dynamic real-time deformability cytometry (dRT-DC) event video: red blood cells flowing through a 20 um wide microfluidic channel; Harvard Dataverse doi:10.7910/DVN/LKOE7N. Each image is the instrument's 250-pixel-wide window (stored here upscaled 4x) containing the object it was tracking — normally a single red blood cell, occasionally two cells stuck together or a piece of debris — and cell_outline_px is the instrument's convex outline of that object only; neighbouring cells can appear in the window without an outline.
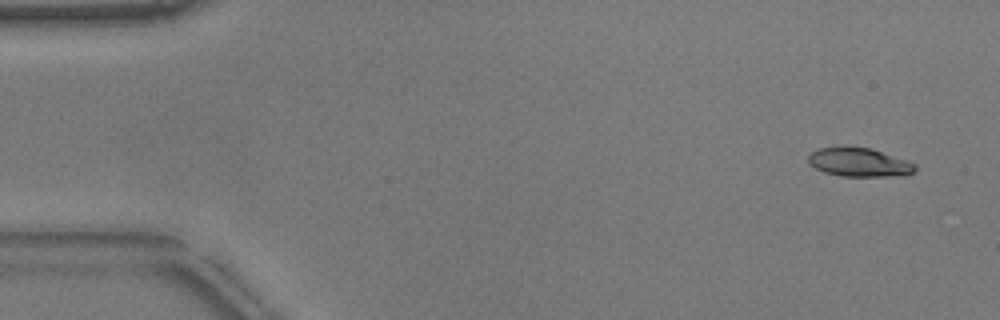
{"species": "common noctule bat (a hibernating species)", "species_latin": "Nyctalus noctula", "temperature_condition": "warm", "stored_images_in_passage": 51, "camera_frame_rate_fps": 3000, "um_per_image_px": 0.085, "animal": {"sex": "male", "body_mass_g": 17.9}, "frame": {"image": 1, "passage_image": 1, "time_ms": 0.0, "image_size_px": [1000, 320], "cell_outline_px": [[916, 168], [912, 172], [904, 176], [840, 176], [824, 172], [808, 164], [808, 156], [812, 152], [820, 148], [872, 148], [916, 164]], "centroid_in_image_um": [73.03, 13.82], "position_along_channel_um": 12.0, "area_um2": 17.57}}
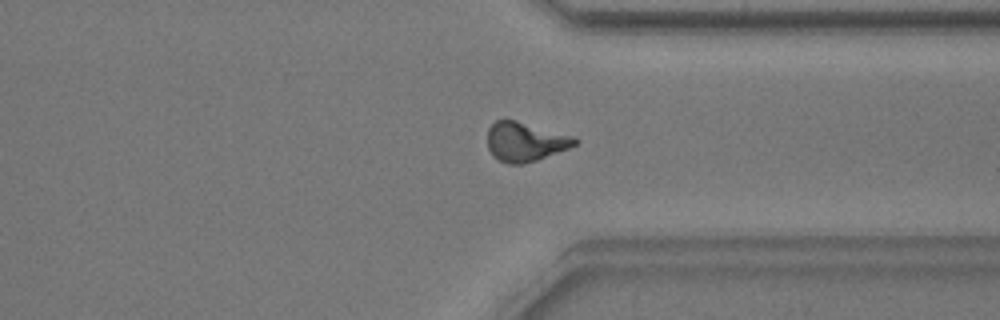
{"frame": {"image": 2, "passage_image": 38, "time_ms": 12.333, "image_size_px": [1000, 320], "cell_outline_px": [[580, 140], [576, 144], [568, 148], [536, 160], [524, 164], [508, 164], [500, 160], [488, 148], [488, 128], [496, 120], [516, 120], [576, 136]], "centroid_in_image_um": [44.68, 12.03], "position_along_channel_um": 366.7, "area_um2": 19.88}}
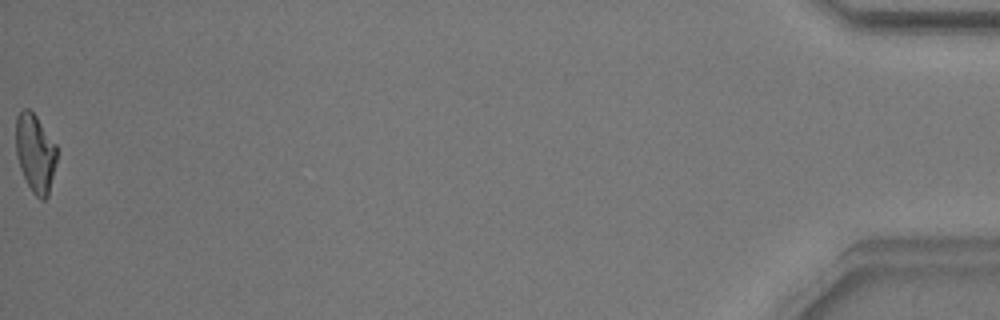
{"frame": {"image": 3, "passage_image": 51, "time_ms": 16.667, "image_size_px": [1000, 320], "cell_outline_px": [[56, 160], [48, 196], [44, 200], [40, 200], [32, 192], [20, 168], [16, 156], [16, 116], [24, 108], [28, 108], [36, 116], [56, 144]], "centroid_in_image_um": [2.98, 13.01], "position_along_channel_um": 432.2, "area_um2": 18.55}, "authors_computed_cell_mechanics": {"area_um2": 19.2474, "velocity_mm_per_s": 3.8244, "shape_relaxation_time_tau1_ms": 5.0231, "shape_relaxation_time_tau2_ms": 1.5473, "deformation_change_tau1": 0.1954, "deformation_change_tau2": 0.0804}}